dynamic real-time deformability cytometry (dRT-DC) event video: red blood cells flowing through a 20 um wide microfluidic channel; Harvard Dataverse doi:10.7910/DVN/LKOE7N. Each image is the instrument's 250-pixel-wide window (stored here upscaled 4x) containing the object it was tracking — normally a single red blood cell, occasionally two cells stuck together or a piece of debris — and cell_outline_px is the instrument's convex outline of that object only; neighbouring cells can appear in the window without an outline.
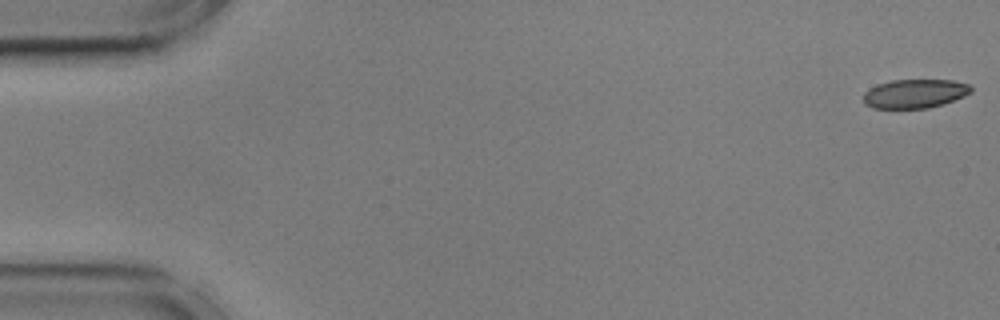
{"species": "common noctule bat (a hibernating species)", "species_latin": "Nyctalus noctula", "temperature_condition": "cold", "stored_images_in_passage": 17, "camera_frame_rate_fps": 3000, "um_per_image_px": 0.085, "animal": {"sex": "male", "body_mass_g": 17.9, "forearm_length_mm": 54.2}, "frame": {"image": 1, "passage_image": 1, "time_ms": 0.0, "image_size_px": [1000, 320], "cell_outline_px": [[972, 92], [964, 96], [944, 104], [928, 108], [872, 108], [864, 104], [864, 92], [876, 84], [892, 80], [952, 80], [968, 84], [972, 88]], "centroid_in_image_um": [77.75, 7.96], "position_along_channel_um": 7.2, "area_um2": 18.21}}